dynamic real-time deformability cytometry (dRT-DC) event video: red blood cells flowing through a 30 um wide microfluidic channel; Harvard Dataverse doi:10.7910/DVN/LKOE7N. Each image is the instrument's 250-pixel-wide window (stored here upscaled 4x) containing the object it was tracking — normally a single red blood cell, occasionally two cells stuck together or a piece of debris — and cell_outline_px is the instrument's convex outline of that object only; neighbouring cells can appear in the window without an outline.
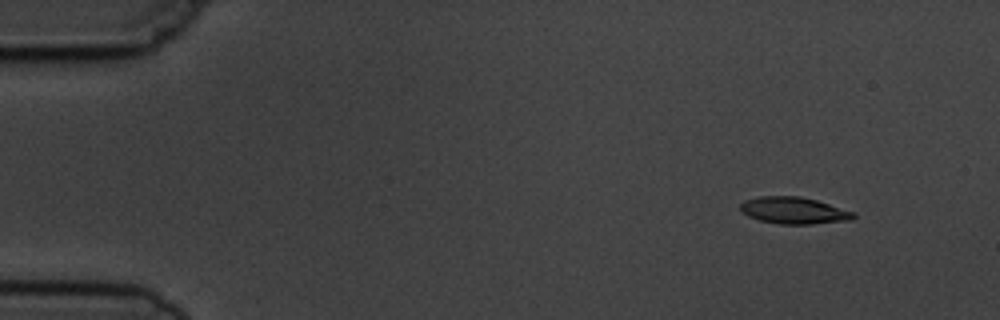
{"species": "common noctule bat (a hibernating species)", "species_latin": "Nyctalus noctula", "temperature_condition": "cold", "stored_images_in_passage": 5, "camera_frame_rate_fps": 3000, "um_per_image_px": 0.085, "animal": {"sex": "male", "body_mass_g": 19.5, "forearm_length_mm": 54.6}, "frame": {"image": 1, "passage_image": 2, "time_ms": 1.333, "image_size_px": [1000, 320], "cell_outline_px": [[856, 216], [852, 220], [812, 224], [780, 224], [760, 220], [748, 216], [740, 212], [740, 204], [744, 200], [760, 196], [800, 196], [816, 200], [856, 212]], "centroid_in_image_um": [67.48, 17.89], "position_along_channel_um": 17.5, "area_um2": 17.8}}
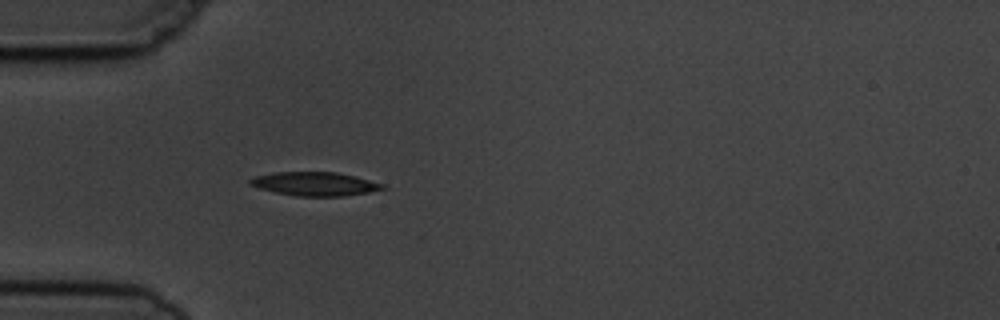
{"frame": {"image": 2, "passage_image": 5, "time_ms": 5.0, "image_size_px": [1000, 320], "cell_outline_px": [[388, 188], [368, 192], [344, 196], [296, 196], [276, 192], [260, 188], [248, 184], [248, 180], [256, 176], [276, 172], [336, 172], [384, 184]], "centroid_in_image_um": [26.75, 15.63], "position_along_channel_um": 58.2, "area_um2": 18.09}}